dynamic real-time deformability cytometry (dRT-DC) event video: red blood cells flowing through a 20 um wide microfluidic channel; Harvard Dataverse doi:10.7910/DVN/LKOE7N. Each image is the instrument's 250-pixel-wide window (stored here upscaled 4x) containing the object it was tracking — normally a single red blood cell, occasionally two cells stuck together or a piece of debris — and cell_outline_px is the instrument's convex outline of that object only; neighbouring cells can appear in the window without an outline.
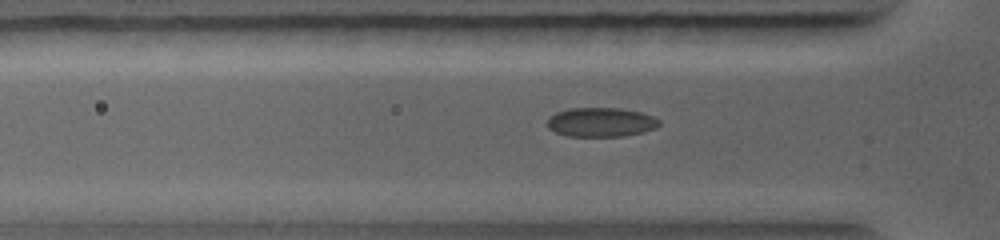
{"species": "common noctule bat (a hibernating species)", "species_latin": "Nyctalus noctula", "temperature_condition": "warm", "stored_images_in_passage": 12, "camera_frame_rate_fps": 5000, "um_per_image_px": 0.085, "animal": {"sex": "female", "body_mass_g": 19.0, "forearm_length_mm": 56.7}, "frame": {"image": 1, "passage_image": 4, "time_ms": 0.8, "image_size_px": [1000, 240], "cell_outline_px": [[660, 124], [656, 128], [624, 136], [568, 136], [556, 132], [548, 128], [548, 116], [556, 112], [572, 108], [620, 108], [640, 112], [652, 116], [660, 120]], "centroid_in_image_um": [51.07, 10.38], "position_along_channel_um": 74.7, "area_um2": 18.96}}
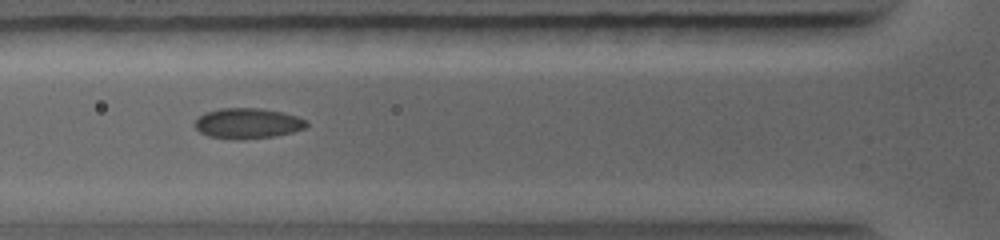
{"frame": {"image": 2, "passage_image": 7, "time_ms": 1.4, "image_size_px": [1000, 240], "cell_outline_px": [[308, 124], [304, 128], [292, 132], [272, 136], [208, 136], [200, 132], [196, 128], [196, 120], [204, 112], [220, 108], [260, 108], [284, 112], [308, 120]], "centroid_in_image_um": [21.09, 10.41], "position_along_channel_um": 104.7, "area_um2": 18.84}}
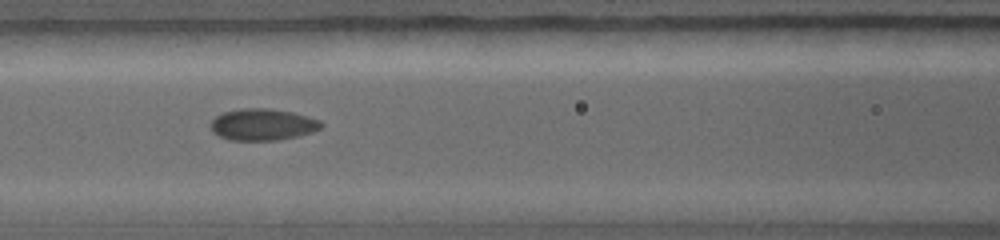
{"frame": {"image": 3, "passage_image": 10, "time_ms": 2.2, "image_size_px": [1000, 240], "cell_outline_px": [[324, 124], [320, 128], [312, 132], [296, 136], [276, 140], [232, 140], [220, 136], [212, 132], [208, 124], [216, 116], [224, 112], [240, 108], [268, 108], [292, 112], [308, 116], [320, 120]], "centroid_in_image_um": [22.3, 10.57], "position_along_channel_um": 144.3, "area_um2": 20.4}}